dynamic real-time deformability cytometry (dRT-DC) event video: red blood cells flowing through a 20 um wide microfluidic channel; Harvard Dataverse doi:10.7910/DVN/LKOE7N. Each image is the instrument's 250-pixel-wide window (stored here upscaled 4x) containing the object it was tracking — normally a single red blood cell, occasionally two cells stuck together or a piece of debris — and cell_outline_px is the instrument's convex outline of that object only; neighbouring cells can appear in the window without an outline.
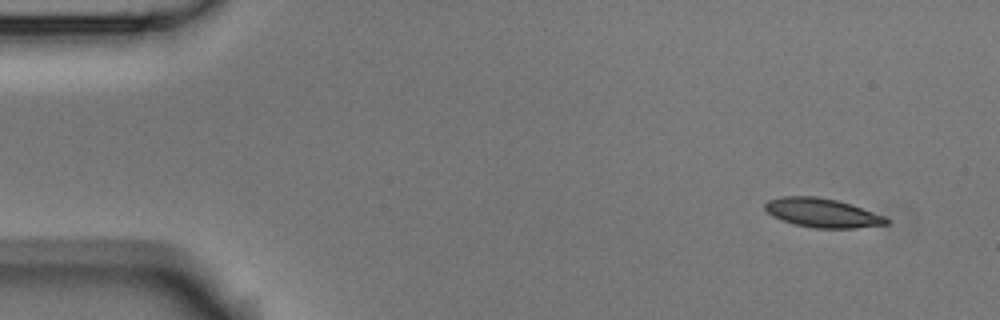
{"species": "Egyptian fruit bat (a non-hibernating species)", "species_latin": "Rousettus aegyptiacus", "temperature_condition": "room temperature", "stored_images_in_passage": 4, "camera_frame_rate_fps": 3000, "um_per_image_px": 0.085, "animal": {"sex": "male"}, "frame": {"image": 1, "passage_image": 1, "time_ms": 0.0, "image_size_px": [1000, 320], "cell_outline_px": [[892, 220], [888, 224], [856, 228], [812, 228], [792, 224], [772, 216], [764, 208], [764, 204], [768, 200], [780, 196], [816, 196], [836, 200], [852, 204], [884, 216]], "centroid_in_image_um": [69.89, 18.09], "position_along_channel_um": 15.1, "area_um2": 20.75}}